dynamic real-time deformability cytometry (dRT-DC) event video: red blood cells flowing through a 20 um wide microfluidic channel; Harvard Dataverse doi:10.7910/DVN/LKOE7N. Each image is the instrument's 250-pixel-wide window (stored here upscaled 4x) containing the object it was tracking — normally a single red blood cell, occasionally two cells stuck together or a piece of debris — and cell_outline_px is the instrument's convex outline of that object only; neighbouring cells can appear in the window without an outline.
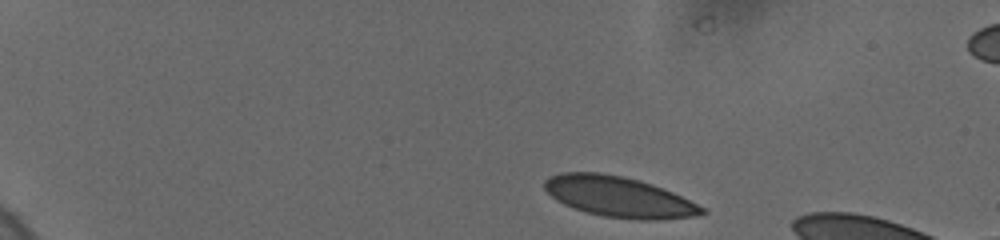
{"species": "human", "species_latin": "Homo sapiens", "temperature_condition": "cold", "stored_images_in_passage": 4, "camera_frame_rate_fps": 3000, "um_per_image_px": 0.085, "donor": {"sex": "female"}, "frame": {"image": 1, "passage_image": 1, "time_ms": 0.0, "image_size_px": [1000, 240], "cell_outline_px": [[708, 212], [696, 216], [656, 220], [640, 220], [604, 216], [588, 212], [564, 204], [556, 200], [544, 188], [544, 180], [560, 172], [600, 172], [624, 176], [640, 180], [652, 184], [672, 192], [704, 208]], "centroid_in_image_um": [52.6, 16.72], "position_along_channel_um": 32.4, "area_um2": 36.93}}